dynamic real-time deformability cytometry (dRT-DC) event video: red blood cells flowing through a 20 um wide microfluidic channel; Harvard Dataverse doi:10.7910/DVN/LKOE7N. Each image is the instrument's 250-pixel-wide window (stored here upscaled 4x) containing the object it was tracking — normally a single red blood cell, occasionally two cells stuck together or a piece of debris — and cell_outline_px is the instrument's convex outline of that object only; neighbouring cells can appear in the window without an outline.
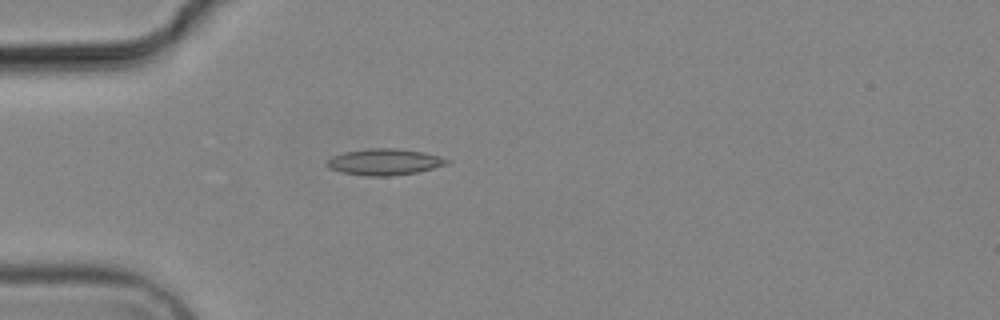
{"species": "common noctule bat (a hibernating species)", "species_latin": "Nyctalus noctula", "temperature_condition": "cold", "stored_images_in_passage": 3, "camera_frame_rate_fps": 3000, "um_per_image_px": 0.085, "animal": {"sex": "male", "body_mass_g": 19.2, "forearm_length_mm": 51.8}, "frame": {"image": 1, "passage_image": 2, "time_ms": 2.333, "image_size_px": [1000, 320], "cell_outline_px": [[452, 160], [448, 164], [416, 172], [392, 176], [364, 176], [344, 172], [328, 168], [324, 164], [332, 156], [344, 152], [368, 148], [400, 148], [424, 152], [440, 156]], "centroid_in_image_um": [32.69, 13.75], "position_along_channel_um": 52.3, "area_um2": 18.55}}